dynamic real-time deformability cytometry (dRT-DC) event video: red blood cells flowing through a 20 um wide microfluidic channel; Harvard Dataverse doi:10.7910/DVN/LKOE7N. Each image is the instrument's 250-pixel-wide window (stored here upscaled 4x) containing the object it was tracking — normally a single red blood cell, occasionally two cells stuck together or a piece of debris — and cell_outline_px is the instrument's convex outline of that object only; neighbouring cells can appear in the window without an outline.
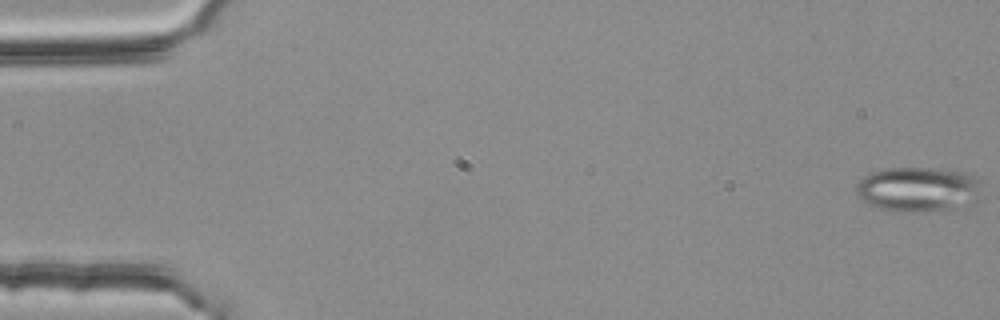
{"species": "common noctule bat (a hibernating species)", "species_latin": "Nyctalus noctula", "temperature_condition": "room temperature", "stored_images_in_passage": 19, "camera_frame_rate_fps": 3000, "um_per_image_px": 0.085, "animal": {"sex": "female", "body_mass_g": 25.1}, "frame": {"image": 1, "passage_image": 1, "time_ms": 0.0, "image_size_px": [1000, 320], "cell_outline_px": [[984, 196], [964, 212], [900, 212], [880, 208], [868, 204], [856, 192], [856, 184], [864, 176], [872, 172], [884, 168], [932, 168], [968, 172], [976, 176], [980, 180]], "centroid_in_image_um": [78.24, 16.14], "position_along_channel_um": 6.8, "area_um2": 34.56}}